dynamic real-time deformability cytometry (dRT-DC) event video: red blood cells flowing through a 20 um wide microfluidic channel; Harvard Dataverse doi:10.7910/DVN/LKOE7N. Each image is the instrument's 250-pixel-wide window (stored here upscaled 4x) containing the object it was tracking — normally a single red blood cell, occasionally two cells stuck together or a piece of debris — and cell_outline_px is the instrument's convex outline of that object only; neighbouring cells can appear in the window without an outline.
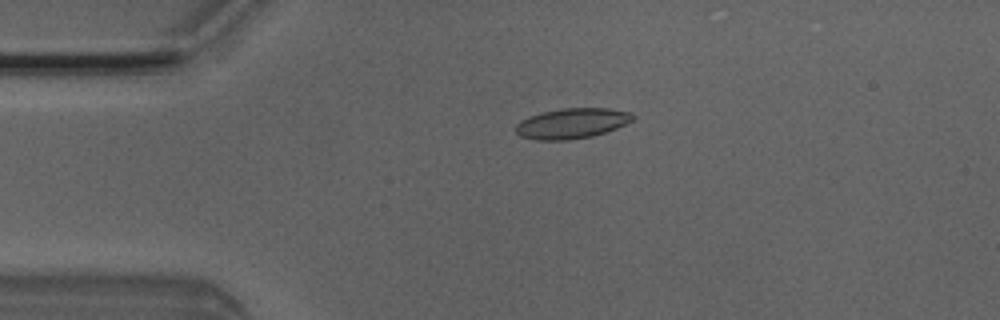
{"species": "Egyptian fruit bat (a non-hibernating species)", "species_latin": "Rousettus aegyptiacus", "temperature_condition": "room temperature", "stored_images_in_passage": 3, "camera_frame_rate_fps": 3000, "um_per_image_px": 0.085, "animal": {"sex": "male"}, "frame": {"image": 1, "passage_image": 1, "time_ms": 0.0, "image_size_px": [1000, 320], "cell_outline_px": [[636, 116], [632, 120], [616, 128], [592, 136], [568, 140], [536, 140], [520, 136], [516, 132], [516, 124], [520, 120], [528, 116], [540, 112], [564, 108], [608, 108], [632, 112]], "centroid_in_image_um": [48.59, 10.48], "position_along_channel_um": 36.4, "area_um2": 20.75}}